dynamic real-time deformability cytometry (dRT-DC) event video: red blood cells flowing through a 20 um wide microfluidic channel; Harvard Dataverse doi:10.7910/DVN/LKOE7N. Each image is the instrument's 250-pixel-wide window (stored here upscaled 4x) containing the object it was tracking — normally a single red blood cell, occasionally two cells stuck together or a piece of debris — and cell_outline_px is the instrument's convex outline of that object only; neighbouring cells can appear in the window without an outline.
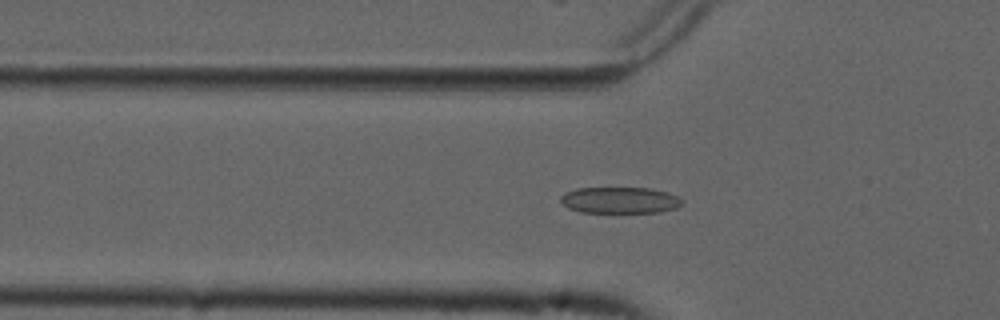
{"species": "common noctule bat (a hibernating species)", "species_latin": "Nyctalus noctula", "temperature_condition": "cold", "stored_images_in_passage": 54, "camera_frame_rate_fps": 3000, "um_per_image_px": 0.085, "animal": {"sex": "male", "forearm_length_mm": 52.5}, "frame": {"image": 1, "passage_image": 18, "time_ms": 5.667, "image_size_px": [1000, 320], "cell_outline_px": [[684, 200], [676, 208], [660, 212], [580, 212], [568, 208], [560, 200], [560, 196], [564, 192], [576, 188], [648, 188], [668, 192]], "centroid_in_image_um": [52.66, 17.01], "position_along_channel_um": 73.1, "area_um2": 18.61}}
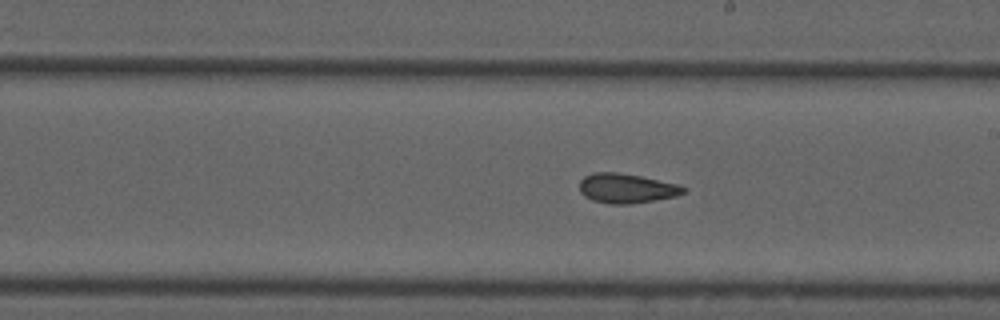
{"frame": {"image": 2, "passage_image": 31, "time_ms": 10.0, "image_size_px": [1000, 320], "cell_outline_px": [[688, 188], [684, 192], [676, 196], [628, 204], [608, 204], [592, 200], [584, 196], [580, 192], [580, 180], [584, 176], [592, 172], [616, 172], [640, 176], [680, 184]], "centroid_in_image_um": [53.24, 16.0], "position_along_channel_um": 235.8, "area_um2": 17.98}}
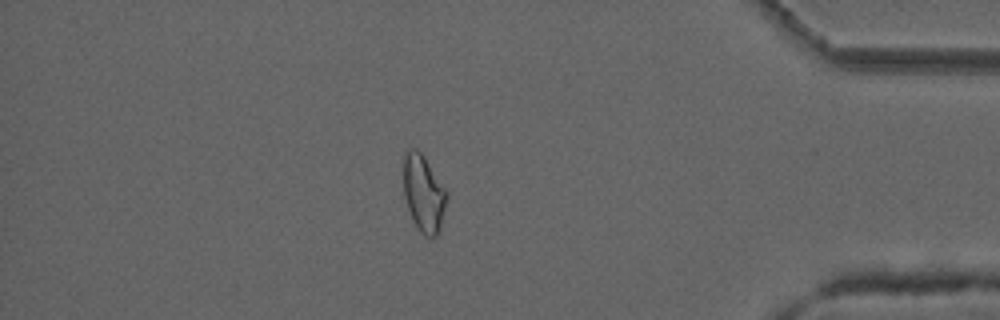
{"frame": {"image": 3, "passage_image": 47, "time_ms": 15.333, "image_size_px": [1000, 320], "cell_outline_px": [[448, 196], [440, 228], [436, 236], [424, 236], [420, 232], [412, 220], [404, 196], [404, 156], [408, 148], [416, 148], [424, 156], [448, 192]], "centroid_in_image_um": [36.01, 16.44], "position_along_channel_um": 399.2, "area_um2": 19.36}, "authors_computed_cell_mechanics": {"area_um2": 18.785, "velocity_mm_per_s": 3.7441, "shape_relaxation_time_tau1_ms": null, "shape_relaxation_time_tau2_ms": 3.21, "deformation_change_tau1": null, "deformation_change_tau2": 0.0772}}